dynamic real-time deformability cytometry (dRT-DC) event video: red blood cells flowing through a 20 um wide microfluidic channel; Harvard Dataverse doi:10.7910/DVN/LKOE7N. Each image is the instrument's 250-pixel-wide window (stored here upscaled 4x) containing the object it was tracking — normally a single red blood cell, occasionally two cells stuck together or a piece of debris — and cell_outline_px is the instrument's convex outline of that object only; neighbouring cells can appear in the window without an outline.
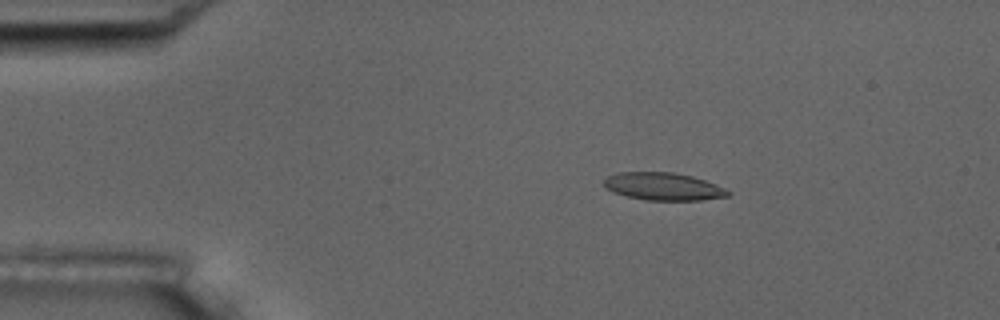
{"species": "common noctule bat (a hibernating species)", "species_latin": "Nyctalus noctula", "temperature_condition": "room temperature", "stored_images_in_passage": 5, "camera_frame_rate_fps": 3000, "um_per_image_px": 0.085, "animal": {"sex": "male", "body_mass_g": 17.5, "forearm_length_mm": 52.3}, "frame": {"image": 1, "passage_image": 2, "time_ms": 1.333, "image_size_px": [1000, 320], "cell_outline_px": [[732, 192], [728, 196], [700, 200], [644, 200], [612, 192], [604, 188], [604, 180], [608, 176], [620, 172], [672, 172], [692, 176], [704, 180], [724, 188]], "centroid_in_image_um": [56.36, 15.85], "position_along_channel_um": 28.6, "area_um2": 19.88}}
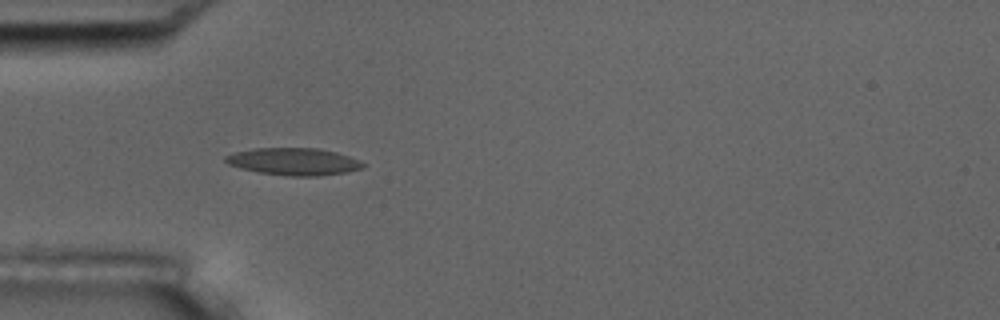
{"frame": {"image": 2, "passage_image": 4, "time_ms": 3.667, "image_size_px": [1000, 320], "cell_outline_px": [[364, 168], [344, 172], [320, 176], [288, 176], [260, 172], [240, 168], [228, 164], [224, 160], [224, 156], [236, 152], [256, 148], [316, 148], [336, 152], [360, 160], [364, 164]], "centroid_in_image_um": [24.97, 13.73], "position_along_channel_um": 60.0, "area_um2": 21.68}}